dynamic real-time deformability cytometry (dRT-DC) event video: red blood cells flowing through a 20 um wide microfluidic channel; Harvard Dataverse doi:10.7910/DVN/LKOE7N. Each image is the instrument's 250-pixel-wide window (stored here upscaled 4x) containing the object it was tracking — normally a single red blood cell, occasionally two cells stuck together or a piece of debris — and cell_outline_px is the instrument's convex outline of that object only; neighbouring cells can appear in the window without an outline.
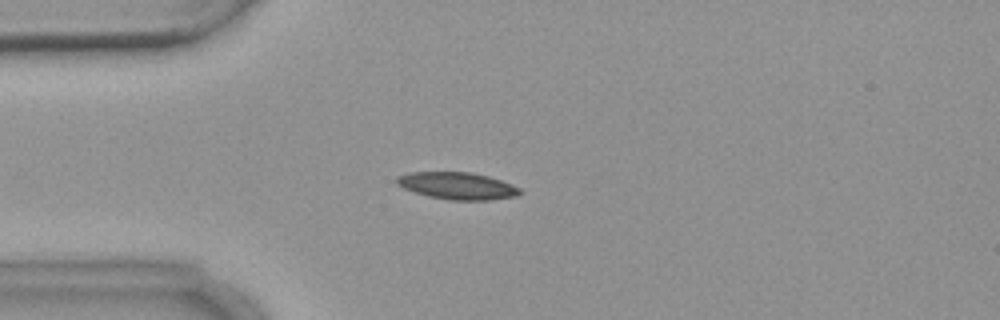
{"species": "common noctule bat (a hibernating species)", "species_latin": "Nyctalus noctula", "temperature_condition": "warm", "stored_images_in_passage": 6, "camera_frame_rate_fps": 3000, "um_per_image_px": 0.085, "animal": {"sex": "female", "body_mass_g": 18.4}, "frame": {"image": 1, "passage_image": 4, "time_ms": 3.333, "image_size_px": [1000, 320], "cell_outline_px": [[524, 192], [516, 196], [492, 200], [448, 200], [428, 196], [404, 188], [396, 184], [396, 176], [412, 172], [468, 172], [488, 176], [512, 184], [520, 188]], "centroid_in_image_um": [38.9, 15.8], "position_along_channel_um": 46.1, "area_um2": 19.48}}